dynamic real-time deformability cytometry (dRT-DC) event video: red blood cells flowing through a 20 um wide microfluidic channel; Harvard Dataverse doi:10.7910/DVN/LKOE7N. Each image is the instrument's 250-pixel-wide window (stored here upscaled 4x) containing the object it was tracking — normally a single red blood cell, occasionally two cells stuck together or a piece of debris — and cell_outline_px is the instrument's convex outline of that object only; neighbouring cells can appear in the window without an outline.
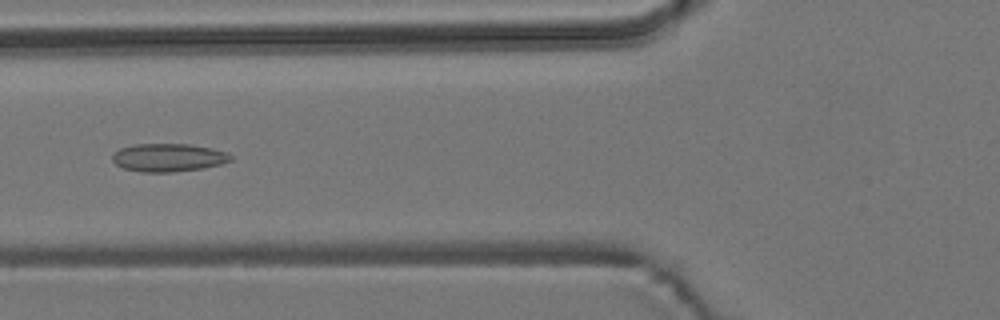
{"species": "common noctule bat (a hibernating species)", "species_latin": "Nyctalus noctula", "temperature_condition": "room temperature", "stored_images_in_passage": 2, "camera_frame_rate_fps": 3000, "um_per_image_px": 0.085, "animal": {"sex": "male", "body_mass_g": 19.2, "forearm_length_mm": 51.8}, "frame": {"image": 1, "passage_image": 2, "time_ms": 0.333, "image_size_px": [1000, 320], "cell_outline_px": [[232, 160], [220, 164], [204, 168], [172, 172], [140, 172], [124, 168], [116, 164], [112, 160], [112, 156], [120, 148], [136, 144], [188, 144], [212, 148], [228, 152], [232, 156]], "centroid_in_image_um": [14.33, 13.39], "position_along_channel_um": 111.5, "area_um2": 19.36}}